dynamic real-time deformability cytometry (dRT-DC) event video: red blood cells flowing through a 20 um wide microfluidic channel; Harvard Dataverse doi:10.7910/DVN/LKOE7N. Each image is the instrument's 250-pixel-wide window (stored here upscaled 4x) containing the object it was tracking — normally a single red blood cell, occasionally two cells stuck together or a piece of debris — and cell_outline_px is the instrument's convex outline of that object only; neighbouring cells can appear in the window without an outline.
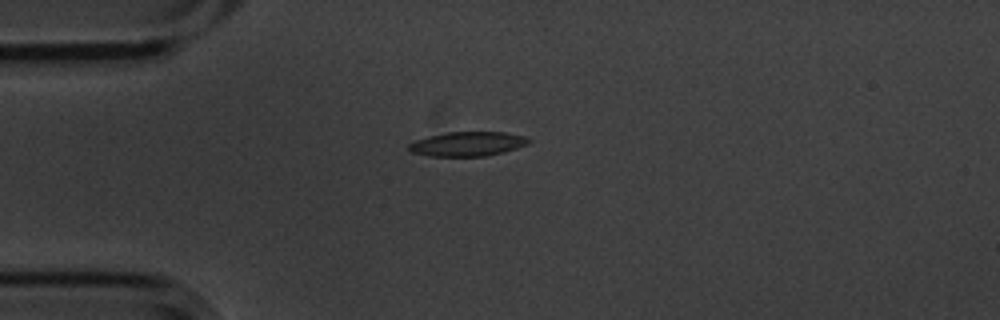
{"species": "common noctule bat (a hibernating species)", "species_latin": "Nyctalus noctula", "temperature_condition": "cold", "stored_images_in_passage": 39, "camera_frame_rate_fps": 3000, "um_per_image_px": 0.085, "animal": {"sex": "male", "body_mass_g": 20.1, "forearm_length_mm": 53.5}, "frame": {"image": 1, "passage_image": 2, "time_ms": 0.333, "image_size_px": [1000, 320], "cell_outline_px": [[532, 140], [528, 144], [504, 152], [484, 156], [428, 156], [412, 152], [408, 148], [408, 144], [416, 140], [428, 136], [448, 132], [508, 132], [528, 136]], "centroid_in_image_um": [39.79, 12.22], "position_along_channel_um": 45.2, "area_um2": 17.17}}
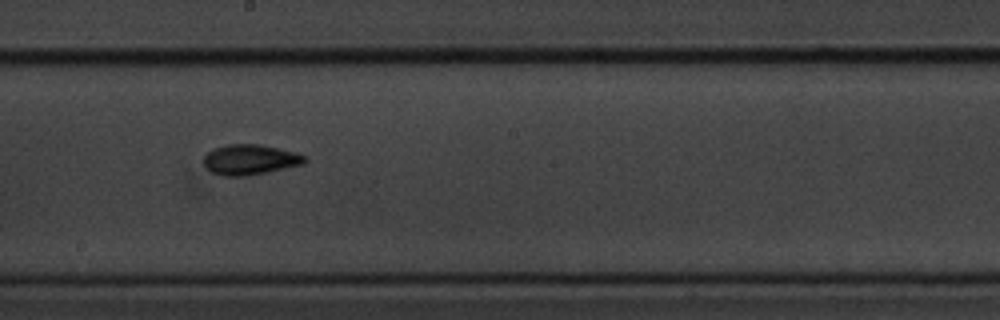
{"frame": {"image": 2, "passage_image": 19, "time_ms": 6.0, "image_size_px": [1000, 320], "cell_outline_px": [[308, 160], [304, 164], [268, 172], [244, 176], [224, 176], [212, 172], [204, 164], [204, 156], [212, 148], [224, 144], [260, 144], [296, 152], [308, 156]], "centroid_in_image_um": [21.28, 13.55], "position_along_channel_um": 226.9, "area_um2": 18.03}}
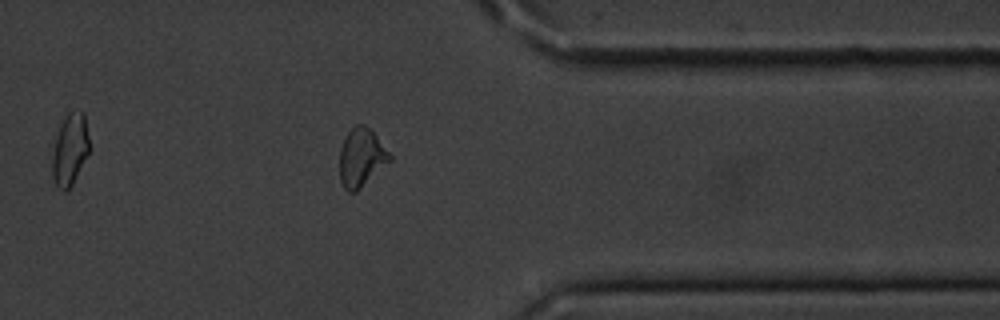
{"frame": {"image": 3, "passage_image": 33, "time_ms": 10.667, "image_size_px": [1000, 320], "cell_outline_px": [[392, 160], [356, 192], [348, 192], [344, 188], [340, 180], [340, 148], [348, 132], [356, 124], [364, 124], [376, 136], [392, 156]], "centroid_in_image_um": [30.71, 13.41], "position_along_channel_um": 380.7, "area_um2": 16.88}, "authors_computed_cell_mechanics": {"area_um2": 17.1666, "velocity_mm_per_s": 3.4849, "shape_relaxation_time_tau1_ms": 2.9044, "shape_relaxation_time_tau2_ms": 3.3763, "deformation_change_tau1": 0.1093, "deformation_change_tau2": 0.0982}}